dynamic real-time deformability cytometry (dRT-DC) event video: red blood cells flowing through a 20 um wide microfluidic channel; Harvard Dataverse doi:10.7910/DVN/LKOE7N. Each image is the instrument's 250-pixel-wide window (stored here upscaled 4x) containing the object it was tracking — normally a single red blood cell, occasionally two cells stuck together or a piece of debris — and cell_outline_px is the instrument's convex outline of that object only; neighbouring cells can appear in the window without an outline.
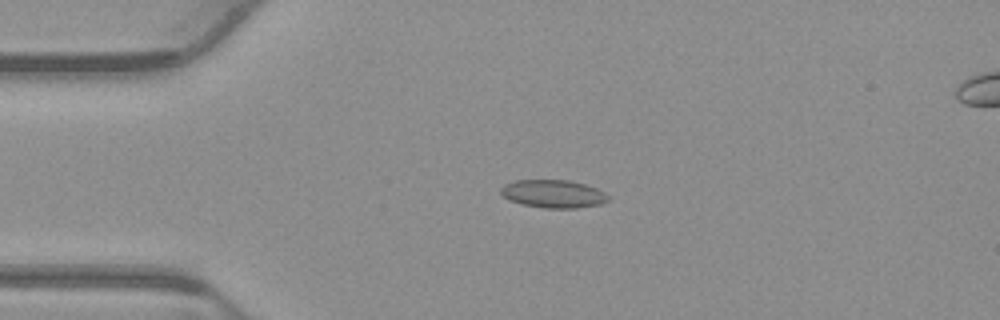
{"species": "common noctule bat (a hibernating species)", "species_latin": "Nyctalus noctula", "temperature_condition": "warm", "stored_images_in_passage": 53, "camera_frame_rate_fps": 3000, "um_per_image_px": 0.085, "animal": {"sex": "male", "body_mass_g": 23.1, "forearm_length_mm": 52.7}, "frame": {"image": 1, "passage_image": 12, "time_ms": 3.667, "image_size_px": [1000, 320], "cell_outline_px": [[608, 200], [600, 204], [576, 208], [544, 208], [524, 204], [512, 200], [504, 196], [500, 192], [500, 188], [504, 184], [516, 180], [568, 180], [584, 184], [596, 188], [604, 192], [608, 196]], "centroid_in_image_um": [47.03, 16.47], "position_along_channel_um": 38.0, "area_um2": 17.28}}
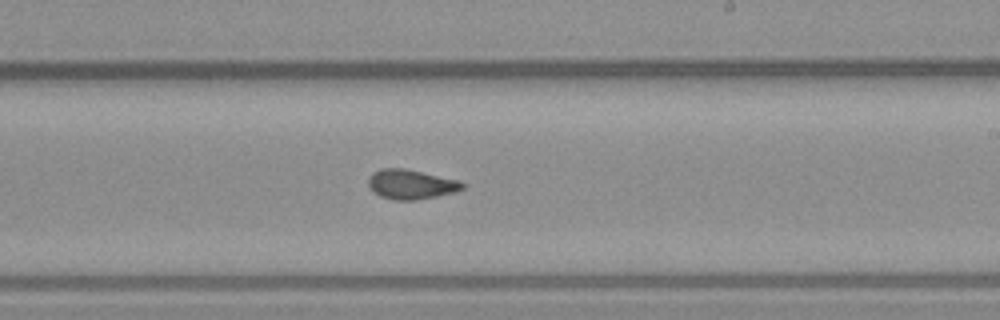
{"frame": {"image": 2, "passage_image": 31, "time_ms": 10.0, "image_size_px": [1000, 320], "cell_outline_px": [[464, 188], [456, 192], [416, 200], [392, 200], [380, 196], [372, 192], [368, 184], [368, 180], [372, 172], [380, 168], [404, 168], [460, 180], [464, 184]], "centroid_in_image_um": [34.92, 15.67], "position_along_channel_um": 254.1, "area_um2": 16.42}}
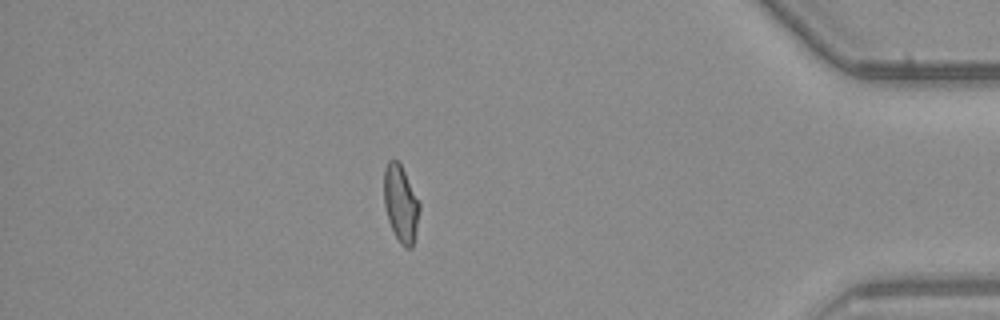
{"frame": {"image": 3, "passage_image": 46, "time_ms": 15.0, "image_size_px": [1000, 320], "cell_outline_px": [[420, 208], [412, 248], [404, 248], [400, 244], [388, 220], [384, 204], [384, 168], [388, 160], [392, 156], [400, 164], [420, 204]], "centroid_in_image_um": [34.04, 17.29], "position_along_channel_um": 401.2, "area_um2": 15.72}, "authors_computed_cell_mechanics": {"area_um2": 16.184, "velocity_mm_per_s": 3.8509, "shape_relaxation_time_tau1_ms": null, "shape_relaxation_time_tau2_ms": 2.0974, "deformation_change_tau1": null, "deformation_change_tau2": 0.0871}}